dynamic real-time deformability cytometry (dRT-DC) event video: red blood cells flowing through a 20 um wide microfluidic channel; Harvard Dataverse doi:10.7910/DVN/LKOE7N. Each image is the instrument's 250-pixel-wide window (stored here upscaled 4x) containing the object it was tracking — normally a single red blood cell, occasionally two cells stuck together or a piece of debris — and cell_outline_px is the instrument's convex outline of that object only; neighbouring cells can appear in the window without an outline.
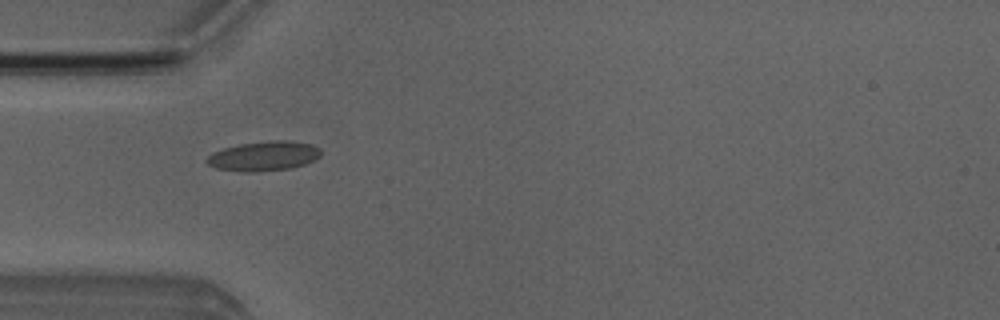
{"species": "Egyptian fruit bat (a non-hibernating species)", "species_latin": "Rousettus aegyptiacus", "temperature_condition": "room temperature", "stored_images_in_passage": 6, "camera_frame_rate_fps": 3000, "um_per_image_px": 0.085, "animal": {"sex": "male"}, "frame": {"image": 1, "passage_image": 4, "time_ms": 3.333, "image_size_px": [1000, 320], "cell_outline_px": [[320, 156], [304, 164], [292, 168], [256, 172], [240, 172], [216, 168], [208, 164], [204, 160], [212, 152], [224, 148], [240, 144], [272, 140], [292, 140], [312, 144], [320, 148]], "centroid_in_image_um": [22.41, 13.26], "position_along_channel_um": 62.6, "area_um2": 19.83}}